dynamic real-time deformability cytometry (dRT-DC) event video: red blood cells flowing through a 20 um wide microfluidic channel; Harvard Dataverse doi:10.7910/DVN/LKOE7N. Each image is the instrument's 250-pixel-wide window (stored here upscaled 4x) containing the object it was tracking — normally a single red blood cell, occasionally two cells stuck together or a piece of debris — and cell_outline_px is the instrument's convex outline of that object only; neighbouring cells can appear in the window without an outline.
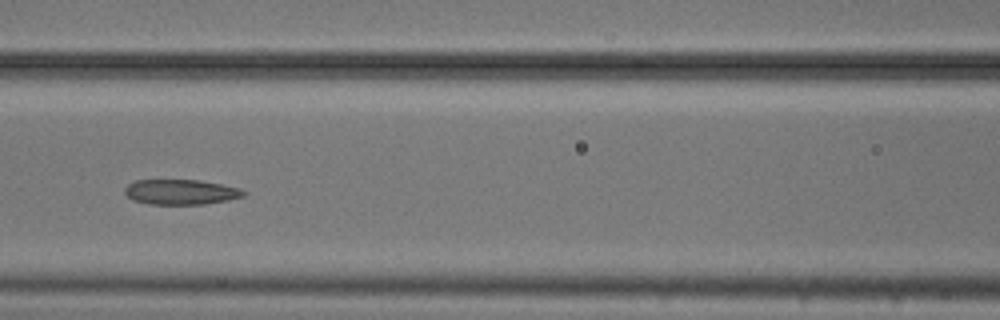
{"species": "common noctule bat (a hibernating species)", "species_latin": "Nyctalus noctula", "temperature_condition": "cold", "stored_images_in_passage": 13, "camera_frame_rate_fps": 3000, "um_per_image_px": 0.085, "animal": {"sex": "male", "body_mass_g": 20.5, "forearm_length_mm": 52.5}, "frame": {"image": 1, "passage_image": 6, "time_ms": 1.667, "image_size_px": [1000, 320], "cell_outline_px": [[244, 196], [228, 200], [204, 204], [148, 204], [132, 200], [124, 192], [124, 188], [128, 184], [136, 180], [200, 180], [240, 188], [244, 192]], "centroid_in_image_um": [15.34, 16.32], "position_along_channel_um": 151.3, "area_um2": 17.34}}
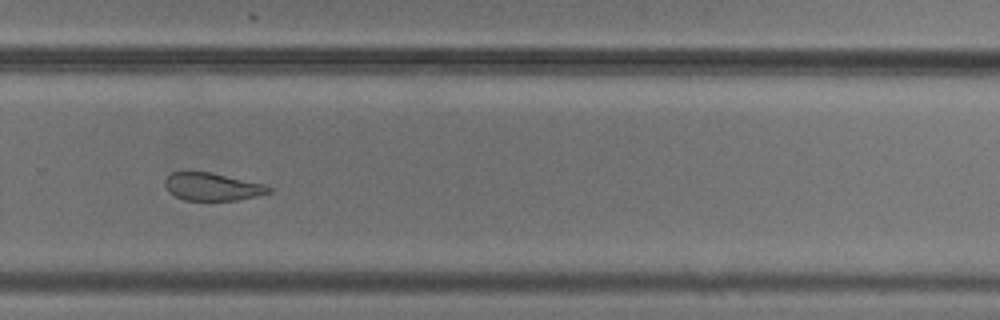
{"frame": {"image": 2, "passage_image": 10, "time_ms": 3.0, "image_size_px": [1000, 320], "cell_outline_px": [[272, 192], [256, 196], [236, 200], [184, 200], [168, 192], [164, 184], [164, 180], [172, 172], [184, 168], [188, 168], [212, 172], [264, 184], [272, 188]], "centroid_in_image_um": [17.97, 15.82], "position_along_channel_um": 311.8, "area_um2": 17.4}}
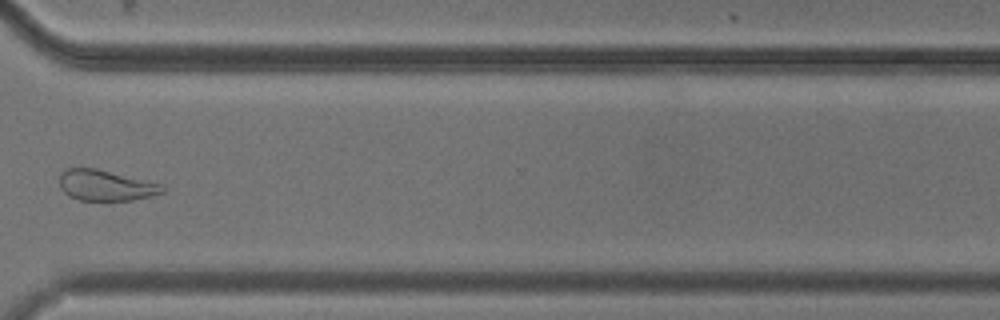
{"frame": {"image": 3, "passage_image": 11, "time_ms": 3.333, "image_size_px": [1000, 320], "cell_outline_px": [[164, 192], [132, 200], [80, 200], [68, 196], [60, 188], [60, 172], [64, 168], [96, 168], [160, 184], [164, 188]], "centroid_in_image_um": [8.91, 15.75], "position_along_channel_um": 361.7, "area_um2": 18.21}}